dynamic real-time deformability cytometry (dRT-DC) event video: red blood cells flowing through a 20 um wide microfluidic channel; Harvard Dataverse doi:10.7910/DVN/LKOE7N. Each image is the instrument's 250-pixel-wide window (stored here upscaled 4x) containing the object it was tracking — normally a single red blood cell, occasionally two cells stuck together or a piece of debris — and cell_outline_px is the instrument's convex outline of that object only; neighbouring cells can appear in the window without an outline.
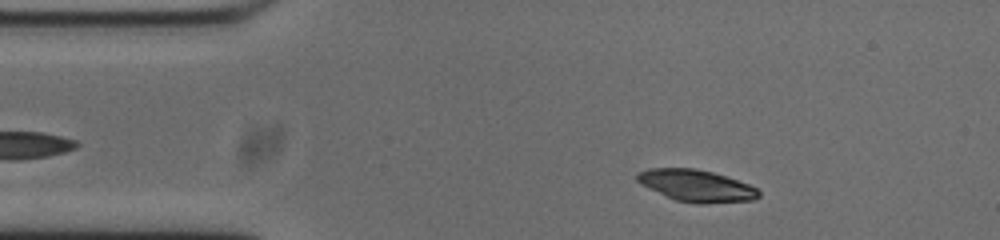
{"species": "common noctule bat (a hibernating species)", "species_latin": "Nyctalus noctula", "temperature_condition": "cold", "stored_images_in_passage": 42, "camera_frame_rate_fps": 3000, "um_per_image_px": 0.085, "animal": {"sex": "male", "body_mass_g": 20.0, "forearm_length_mm": 53.3}, "frame": {"image": 1, "passage_image": 5, "time_ms": 1.333, "image_size_px": [1000, 240], "cell_outline_px": [[760, 196], [756, 200], [704, 204], [696, 204], [676, 200], [648, 188], [640, 184], [636, 180], [636, 172], [648, 168], [696, 168], [712, 172], [748, 184], [756, 188], [760, 192]], "centroid_in_image_um": [59.17, 15.79], "position_along_channel_um": 25.8, "area_um2": 22.66}}
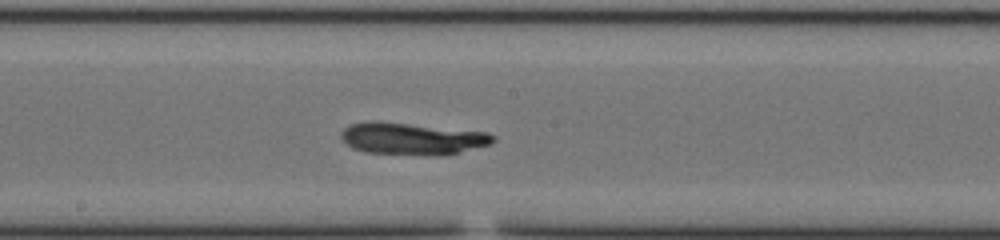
{"frame": {"image": 2, "passage_image": 24, "time_ms": 7.667, "image_size_px": [1000, 240], "cell_outline_px": [[496, 140], [492, 144], [444, 156], [436, 156], [364, 152], [352, 148], [340, 136], [340, 132], [348, 124], [364, 120], [376, 120], [488, 132], [496, 136]], "centroid_in_image_um": [35.03, 11.78], "position_along_channel_um": 213.2, "area_um2": 28.96}}
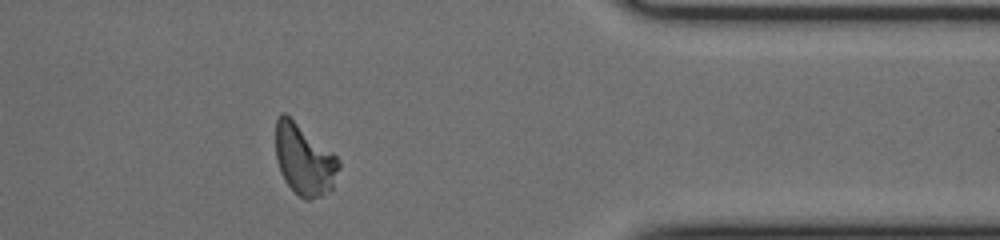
{"frame": {"image": 3, "passage_image": 40, "time_ms": 13.0, "image_size_px": [1000, 240], "cell_outline_px": [[340, 168], [332, 188], [320, 196], [308, 200], [304, 200], [284, 180], [280, 172], [276, 160], [276, 120], [280, 112], [284, 112], [332, 152], [340, 160]], "centroid_in_image_um": [25.85, 13.57], "position_along_channel_um": 385.6, "area_um2": 25.84}, "authors_computed_cell_mechanics": {"area_um2": 26.877, "velocity_mm_per_s": 3.7137, "shape_relaxation_time_tau1_ms": 2.2722, "shape_relaxation_time_tau2_ms": 3.0206, "deformation_change_tau1": 0.0719, "deformation_change_tau2": 0.0772}}